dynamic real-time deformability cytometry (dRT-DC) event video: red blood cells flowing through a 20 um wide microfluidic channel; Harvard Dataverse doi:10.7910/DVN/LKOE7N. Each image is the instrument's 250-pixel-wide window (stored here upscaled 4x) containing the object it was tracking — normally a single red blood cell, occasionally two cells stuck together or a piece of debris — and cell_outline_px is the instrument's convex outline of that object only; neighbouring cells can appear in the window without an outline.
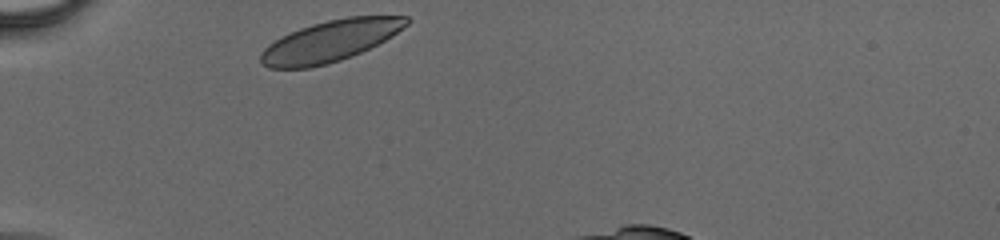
{"species": "human", "species_latin": "Homo sapiens", "temperature_condition": "cold", "stored_images_in_passage": 26, "camera_frame_rate_fps": 3000, "um_per_image_px": 0.085, "donor": {"sex": "male"}, "frame": {"image": 1, "passage_image": 1, "time_ms": 0.0, "image_size_px": [1000, 240], "cell_outline_px": [[412, 20], [408, 24], [392, 36], [352, 56], [328, 64], [308, 68], [268, 68], [260, 64], [260, 52], [268, 44], [300, 28], [312, 24], [328, 20], [348, 16], [408, 16]], "centroid_in_image_um": [28.05, 3.49], "position_along_channel_um": 56.9, "area_um2": 34.85}}
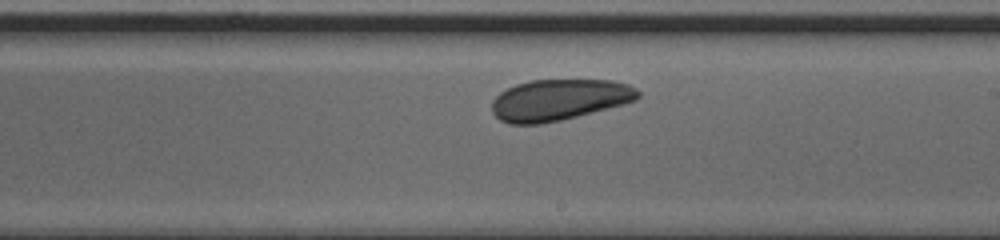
{"frame": {"image": 2, "passage_image": 15, "time_ms": 4.667, "image_size_px": [1000, 240], "cell_outline_px": [[640, 96], [636, 100], [624, 104], [560, 120], [540, 124], [508, 124], [500, 120], [492, 112], [492, 100], [500, 92], [516, 84], [532, 80], [612, 80], [628, 84], [636, 88], [640, 92]], "centroid_in_image_um": [47.52, 8.48], "position_along_channel_um": 241.5, "area_um2": 35.03}}
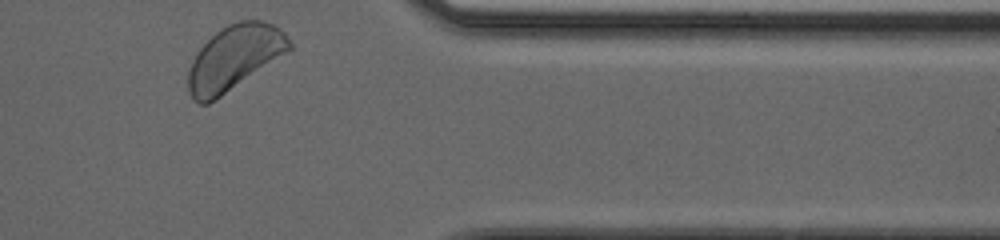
{"frame": {"image": 3, "passage_image": 26, "time_ms": 8.333, "image_size_px": [1000, 240], "cell_outline_px": [[292, 48], [288, 52], [208, 104], [200, 104], [192, 100], [188, 92], [188, 72], [192, 60], [196, 52], [216, 32], [228, 24], [240, 20], [264, 20], [280, 28], [284, 32], [292, 44]], "centroid_in_image_um": [19.91, 4.9], "position_along_channel_um": 391.5, "area_um2": 37.97}}